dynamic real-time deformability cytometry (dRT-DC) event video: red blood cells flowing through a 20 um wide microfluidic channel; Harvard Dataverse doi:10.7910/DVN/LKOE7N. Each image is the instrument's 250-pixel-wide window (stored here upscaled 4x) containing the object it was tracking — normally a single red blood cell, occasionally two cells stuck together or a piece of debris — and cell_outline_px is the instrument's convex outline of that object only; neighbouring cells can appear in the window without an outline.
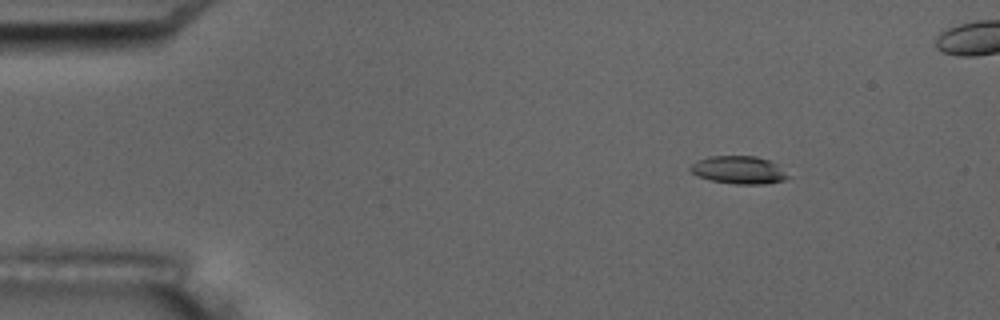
{"species": "common noctule bat (a hibernating species)", "species_latin": "Nyctalus noctula", "temperature_condition": "room temperature", "stored_images_in_passage": 6, "camera_frame_rate_fps": 3000, "um_per_image_px": 0.085, "animal": {"sex": "male", "body_mass_g": 17.5, "forearm_length_mm": 52.3}, "frame": {"image": 1, "passage_image": 3, "time_ms": 2.333, "image_size_px": [1000, 320], "cell_outline_px": [[792, 176], [784, 180], [764, 184], [736, 184], [712, 180], [696, 176], [688, 168], [696, 160], [708, 156], [756, 156], [768, 160], [776, 164]], "centroid_in_image_um": [62.79, 14.44], "position_along_channel_um": 22.2, "area_um2": 15.9}}